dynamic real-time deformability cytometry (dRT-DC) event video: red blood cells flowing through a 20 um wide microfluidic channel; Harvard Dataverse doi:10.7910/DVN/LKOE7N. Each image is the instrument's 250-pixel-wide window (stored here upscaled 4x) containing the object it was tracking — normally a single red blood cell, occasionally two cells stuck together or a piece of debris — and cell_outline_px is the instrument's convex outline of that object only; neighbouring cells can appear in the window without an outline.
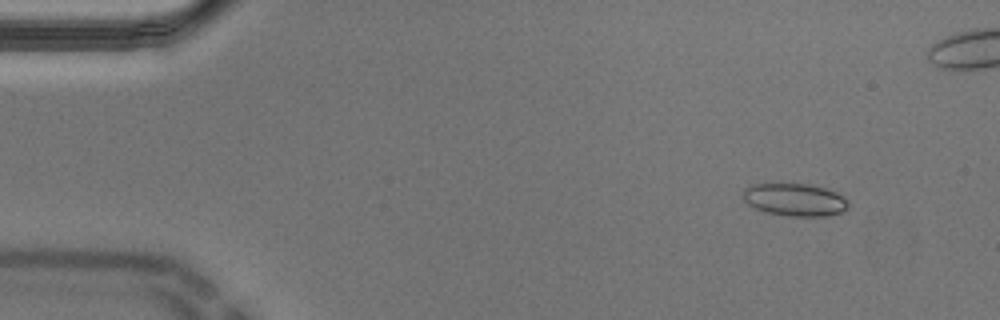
{"species": "Egyptian fruit bat (a non-hibernating species)", "species_latin": "Rousettus aegyptiacus", "temperature_condition": "cold", "stored_images_in_passage": 54, "camera_frame_rate_fps": 3000, "um_per_image_px": 0.085, "animal": {"sex": "male"}, "frame": {"image": 1, "passage_image": 4, "time_ms": 1.0, "image_size_px": [1000, 320], "cell_outline_px": [[848, 208], [840, 212], [824, 216], [788, 216], [764, 212], [748, 204], [744, 200], [744, 188], [752, 184], [808, 184], [824, 188], [836, 192], [844, 196], [848, 200]], "centroid_in_image_um": [67.56, 16.98], "position_along_channel_um": 17.4, "area_um2": 19.94}}
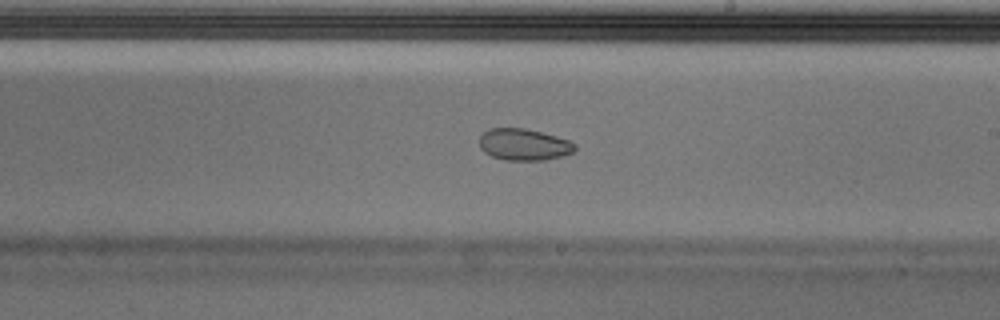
{"frame": {"image": 2, "passage_image": 30, "time_ms": 9.667, "image_size_px": [1000, 320], "cell_outline_px": [[576, 148], [572, 152], [560, 156], [544, 160], [504, 160], [492, 156], [484, 152], [480, 148], [480, 136], [488, 128], [524, 128], [556, 136], [568, 140], [576, 144]], "centroid_in_image_um": [44.5, 12.28], "position_along_channel_um": 244.5, "area_um2": 17.51}}
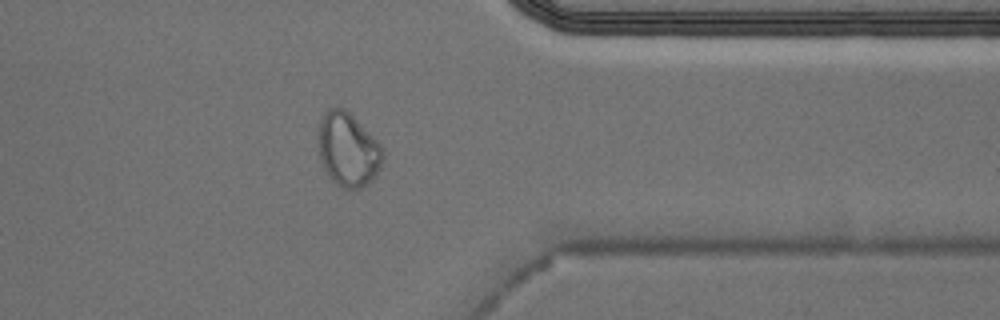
{"frame": {"image": 3, "passage_image": 42, "time_ms": 13.667, "image_size_px": [1000, 320], "cell_outline_px": [[384, 156], [380, 168], [360, 188], [344, 188], [336, 184], [332, 180], [324, 168], [320, 160], [320, 120], [324, 112], [328, 108], [344, 108], [384, 148]], "centroid_in_image_um": [29.58, 12.71], "position_along_channel_um": 381.8, "area_um2": 26.93}, "authors_computed_cell_mechanics": {"area_um2": 19.9121, "velocity_mm_per_s": 3.6672, "shape_relaxation_time_tau1_ms": null, "shape_relaxation_time_tau2_ms": 2.4099, "deformation_change_tau1": null, "deformation_change_tau2": 0.0383}}